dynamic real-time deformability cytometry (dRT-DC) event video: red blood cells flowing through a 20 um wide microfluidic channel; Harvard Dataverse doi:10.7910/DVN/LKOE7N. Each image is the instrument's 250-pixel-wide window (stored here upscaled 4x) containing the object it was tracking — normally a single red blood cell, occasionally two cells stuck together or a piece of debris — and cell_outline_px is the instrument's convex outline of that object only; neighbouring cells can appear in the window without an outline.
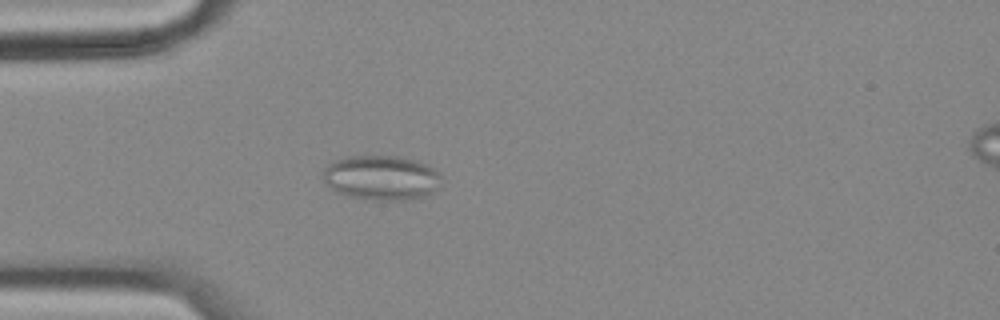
{"species": "common noctule bat (a hibernating species)", "species_latin": "Nyctalus noctula", "temperature_condition": "cold", "stored_images_in_passage": 52, "camera_frame_rate_fps": 3000, "um_per_image_px": 0.085, "animal": {"sex": "female", "body_mass_g": 18.4}, "frame": {"image": 1, "passage_image": 12, "time_ms": 3.667, "image_size_px": [1000, 320], "cell_outline_px": [[440, 184], [428, 196], [404, 200], [368, 200], [348, 196], [336, 192], [324, 180], [324, 168], [328, 164], [336, 160], [348, 156], [396, 156], [416, 160], [440, 172]], "centroid_in_image_um": [32.42, 15.12], "position_along_channel_um": 52.6, "area_um2": 30.81}}
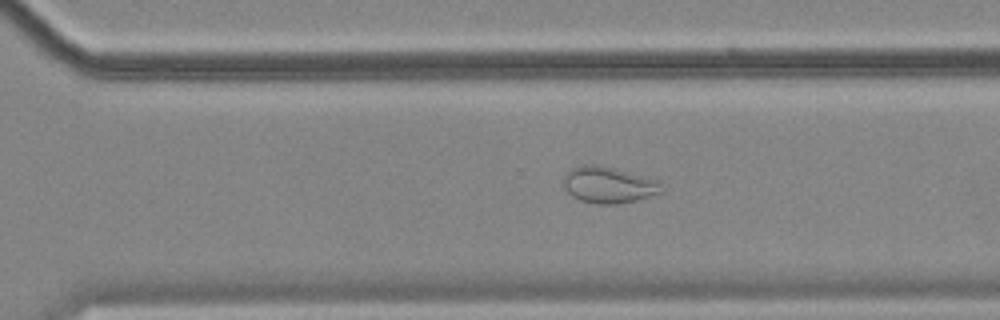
{"frame": {"image": 2, "passage_image": 35, "time_ms": 11.333, "image_size_px": [1000, 320], "cell_outline_px": [[660, 192], [636, 200], [616, 204], [596, 204], [580, 200], [572, 196], [564, 188], [564, 176], [572, 168], [584, 164], [596, 164], [660, 180]], "centroid_in_image_um": [51.69, 15.71], "position_along_channel_um": 318.9, "area_um2": 20.46}}
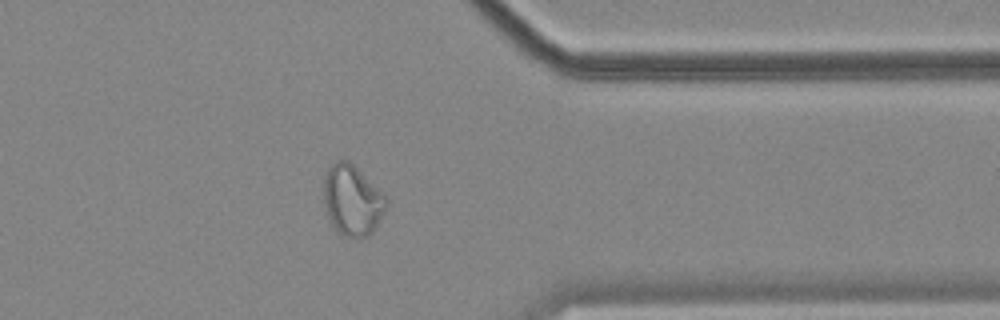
{"frame": {"image": 3, "passage_image": 41, "time_ms": 13.333, "image_size_px": [1000, 320], "cell_outline_px": [[388, 204], [384, 212], [372, 232], [368, 236], [344, 236], [328, 220], [324, 204], [324, 176], [328, 164], [340, 160], [348, 160], [388, 200]], "centroid_in_image_um": [29.9, 17.01], "position_along_channel_um": 381.5, "area_um2": 25.2}, "authors_computed_cell_mechanics": {"area_um2": 25.7788, "velocity_mm_per_s": 3.5852, "shape_relaxation_time_tau1_ms": null, "shape_relaxation_time_tau2_ms": 1.6298, "deformation_change_tau1": null, "deformation_change_tau2": 0.0628}}